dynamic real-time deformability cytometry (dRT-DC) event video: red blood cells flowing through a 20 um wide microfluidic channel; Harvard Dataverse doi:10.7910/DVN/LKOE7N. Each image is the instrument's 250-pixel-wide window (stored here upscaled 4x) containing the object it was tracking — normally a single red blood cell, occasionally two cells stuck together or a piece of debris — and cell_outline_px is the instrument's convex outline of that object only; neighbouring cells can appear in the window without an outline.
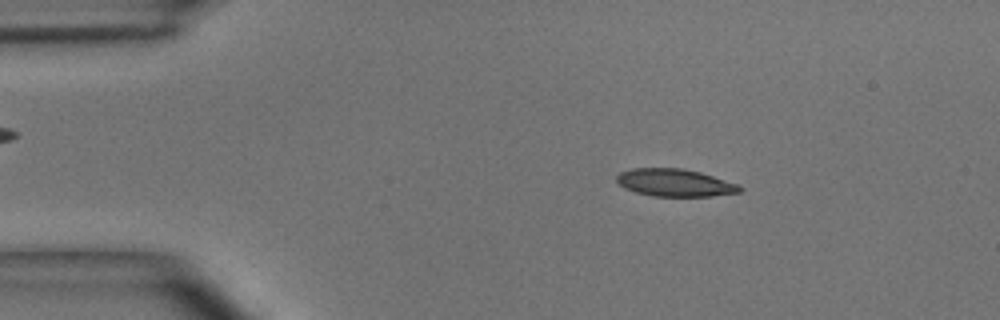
{"species": "common noctule bat (a hibernating species)", "species_latin": "Nyctalus noctula", "temperature_condition": "room temperature", "stored_images_in_passage": 45, "camera_frame_rate_fps": 3000, "um_per_image_px": 0.085, "animal": {"sex": "male", "body_mass_g": 15.6}, "frame": {"image": 1, "passage_image": 4, "time_ms": 1.0, "image_size_px": [1000, 320], "cell_outline_px": [[744, 188], [740, 192], [712, 196], [652, 196], [636, 192], [624, 188], [616, 180], [616, 176], [620, 172], [632, 168], [684, 168], [700, 172], [740, 184]], "centroid_in_image_um": [57.39, 15.53], "position_along_channel_um": 27.6, "area_um2": 19.88}}
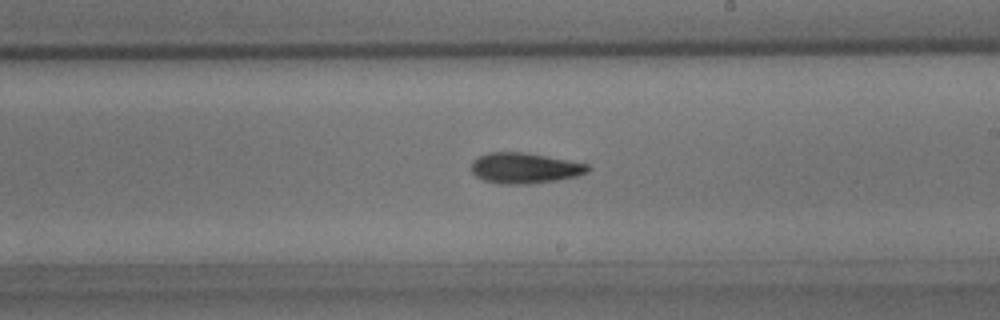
{"frame": {"image": 2, "passage_image": 24, "time_ms": 7.667, "image_size_px": [1000, 320], "cell_outline_px": [[592, 168], [588, 172], [576, 176], [556, 180], [532, 184], [500, 184], [484, 180], [476, 176], [472, 172], [472, 160], [476, 156], [488, 152], [524, 152], [568, 160], [588, 164]], "centroid_in_image_um": [44.58, 14.28], "position_along_channel_um": 244.4, "area_um2": 20.92}}
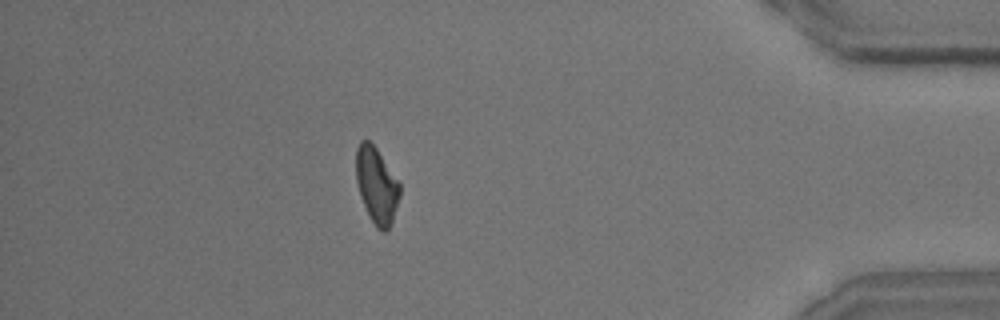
{"frame": {"image": 3, "passage_image": 39, "time_ms": 12.667, "image_size_px": [1000, 320], "cell_outline_px": [[400, 196], [392, 220], [388, 228], [384, 232], [376, 228], [360, 196], [356, 180], [356, 148], [360, 140], [368, 140], [376, 148], [400, 184]], "centroid_in_image_um": [32.0, 15.73], "position_along_channel_um": 403.2, "area_um2": 19.02}, "authors_computed_cell_mechanics": {"area_um2": 20.2878, "velocity_mm_per_s": 4.069, "shape_relaxation_time_tau1_ms": 4.0833, "shape_relaxation_time_tau2_ms": 7.085, "deformation_change_tau1": 0.1449, "deformation_change_tau2": 0.172}}